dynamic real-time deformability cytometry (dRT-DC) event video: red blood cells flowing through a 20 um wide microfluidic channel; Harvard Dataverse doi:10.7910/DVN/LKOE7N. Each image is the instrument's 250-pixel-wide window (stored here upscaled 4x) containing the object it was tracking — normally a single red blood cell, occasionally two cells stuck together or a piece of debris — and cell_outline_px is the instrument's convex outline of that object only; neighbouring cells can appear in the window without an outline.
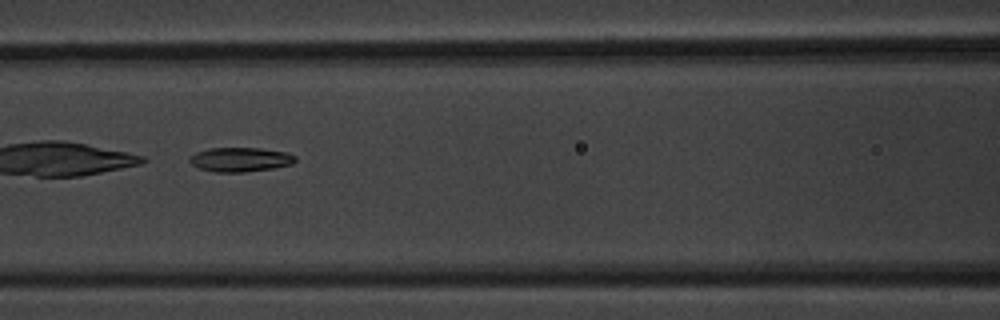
{"species": "common noctule bat (a hibernating species)", "species_latin": "Nyctalus noctula", "temperature_condition": "warm", "stored_images_in_passage": 53, "camera_frame_rate_fps": 3000, "um_per_image_px": 0.085, "animal": {"sex": "male", "body_mass_g": 20.1, "forearm_length_mm": 53.5}, "frame": {"image": 1, "passage_image": 21, "time_ms": 6.667, "image_size_px": [1000, 320], "cell_outline_px": [[296, 160], [292, 164], [272, 168], [244, 172], [216, 172], [200, 168], [192, 164], [188, 160], [196, 152], [208, 148], [260, 148], [288, 152], [296, 156]], "centroid_in_image_um": [20.45, 13.55], "position_along_channel_um": 146.1, "area_um2": 14.91}}
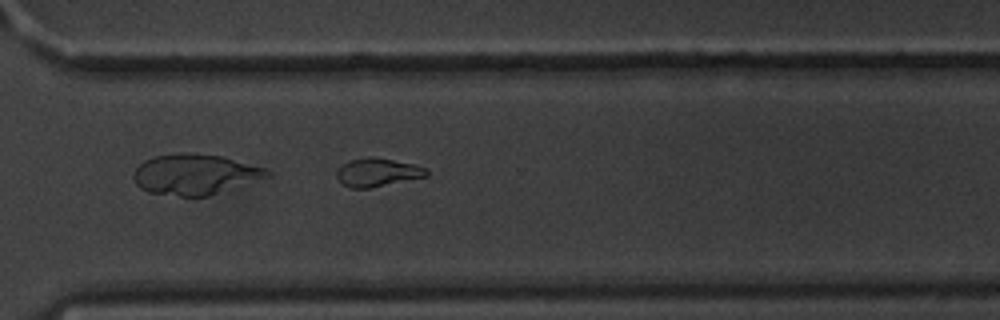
{"frame": {"image": 2, "passage_image": 38, "time_ms": 12.333, "image_size_px": [1000, 320], "cell_outline_px": [[428, 176], [368, 188], [352, 188], [344, 184], [336, 176], [336, 172], [348, 160], [392, 160], [412, 164], [428, 168]], "centroid_in_image_um": [32.13, 14.7], "position_along_channel_um": 338.5, "area_um2": 13.93}}
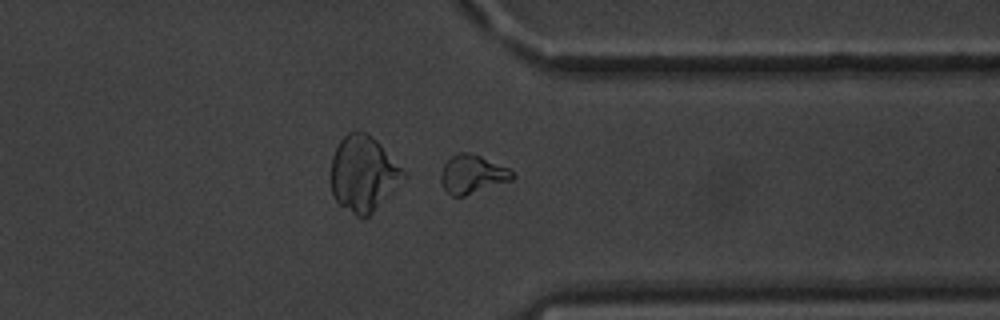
{"frame": {"image": 3, "passage_image": 41, "time_ms": 13.333, "image_size_px": [1000, 320], "cell_outline_px": [[516, 176], [512, 180], [464, 196], [452, 196], [444, 188], [440, 180], [440, 172], [444, 164], [452, 156], [460, 152], [468, 152], [480, 156], [508, 168]], "centroid_in_image_um": [40.13, 14.81], "position_along_channel_um": 371.3, "area_um2": 15.9}, "authors_computed_cell_mechanics": {"area_um2": 15.606, "velocity_mm_per_s": 3.4082, "shape_relaxation_time_tau1_ms": 4.5993, "shape_relaxation_time_tau2_ms": 4.0784, "deformation_change_tau1": 0.1686, "deformation_change_tau2": 0.1}}